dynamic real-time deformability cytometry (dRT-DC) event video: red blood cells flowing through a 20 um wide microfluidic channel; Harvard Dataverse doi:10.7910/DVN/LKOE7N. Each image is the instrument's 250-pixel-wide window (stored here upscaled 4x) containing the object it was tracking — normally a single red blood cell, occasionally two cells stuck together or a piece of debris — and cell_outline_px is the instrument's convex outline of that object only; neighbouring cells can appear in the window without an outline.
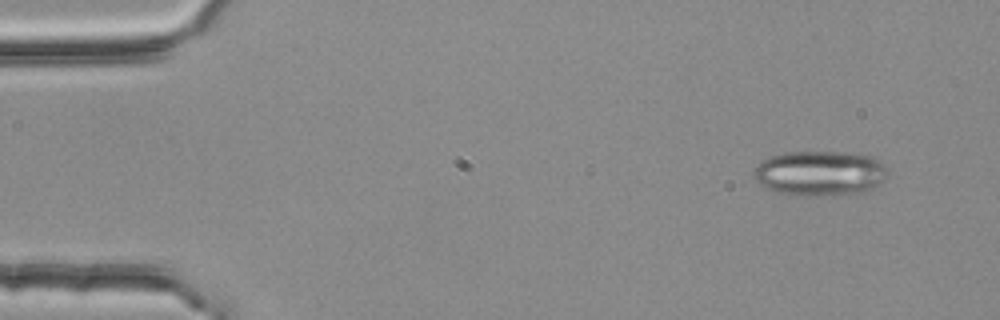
{"species": "common noctule bat (a hibernating species)", "species_latin": "Nyctalus noctula", "temperature_condition": "room temperature", "stored_images_in_passage": 4, "camera_frame_rate_fps": 3000, "um_per_image_px": 0.085, "animal": {"sex": "female", "body_mass_g": 25.1}, "frame": {"image": 1, "passage_image": 2, "time_ms": 0.333, "image_size_px": [1000, 320], "cell_outline_px": [[888, 176], [880, 184], [872, 188], [860, 192], [840, 196], [804, 196], [776, 192], [764, 188], [752, 176], [752, 172], [756, 164], [760, 160], [772, 156], [788, 152], [836, 152], [872, 156], [880, 160], [884, 164], [888, 172]], "centroid_in_image_um": [69.67, 14.74], "position_along_channel_um": 15.3, "area_um2": 35.66}}